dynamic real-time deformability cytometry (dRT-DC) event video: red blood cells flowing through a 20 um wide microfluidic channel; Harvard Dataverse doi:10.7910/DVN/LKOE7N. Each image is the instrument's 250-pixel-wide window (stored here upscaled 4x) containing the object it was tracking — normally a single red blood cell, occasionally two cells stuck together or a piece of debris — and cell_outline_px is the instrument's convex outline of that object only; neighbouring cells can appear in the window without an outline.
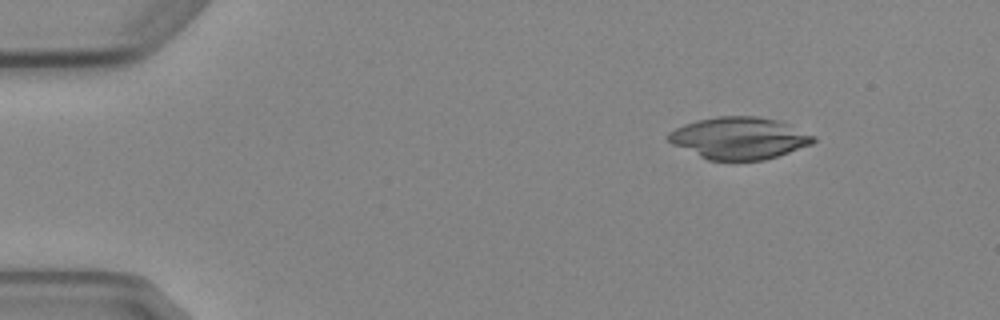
{"species": "Egyptian fruit bat (a non-hibernating species)", "species_latin": "Rousettus aegyptiacus", "temperature_condition": "cold", "stored_images_in_passage": 4, "camera_frame_rate_fps": 3000, "um_per_image_px": 0.085, "animal": {"sex": "female"}, "frame": {"image": 1, "passage_image": 2, "time_ms": 1.0, "image_size_px": [1000, 320], "cell_outline_px": [[816, 140], [812, 144], [764, 160], [708, 160], [672, 144], [664, 136], [668, 132], [684, 124], [696, 120], [716, 116], [760, 116], [780, 120], [816, 136]], "centroid_in_image_um": [62.83, 11.72], "position_along_channel_um": 22.2, "area_um2": 35.66}}